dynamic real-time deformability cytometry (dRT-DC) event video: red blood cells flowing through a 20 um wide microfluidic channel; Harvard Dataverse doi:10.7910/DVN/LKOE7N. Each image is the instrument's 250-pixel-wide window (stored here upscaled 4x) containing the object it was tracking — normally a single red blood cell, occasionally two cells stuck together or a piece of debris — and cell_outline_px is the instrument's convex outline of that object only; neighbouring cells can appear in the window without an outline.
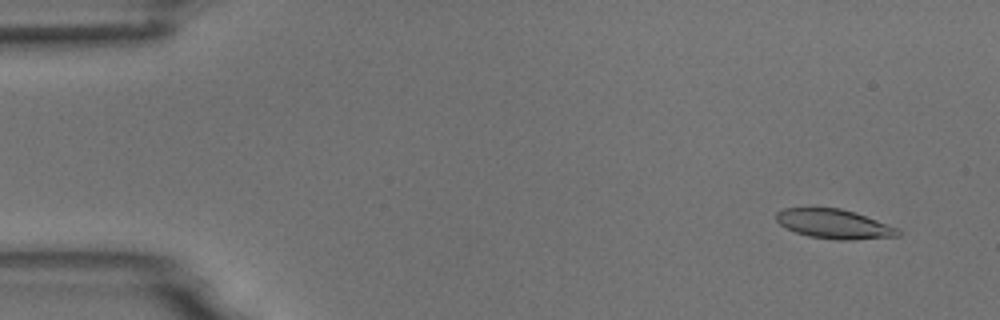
{"species": "common noctule bat (a hibernating species)", "species_latin": "Nyctalus noctula", "temperature_condition": "room temperature", "stored_images_in_passage": 16, "camera_frame_rate_fps": 3000, "um_per_image_px": 0.085, "animal": {"sex": "male", "body_mass_g": 18.8}, "frame": {"image": 1, "passage_image": 4, "time_ms": 1.0, "image_size_px": [1000, 320], "cell_outline_px": [[900, 236], [852, 240], [836, 240], [808, 236], [796, 232], [780, 224], [776, 220], [776, 212], [784, 208], [840, 208], [856, 212], [896, 228], [900, 232]], "centroid_in_image_um": [70.88, 19.04], "position_along_channel_um": 14.1, "area_um2": 20.69}}
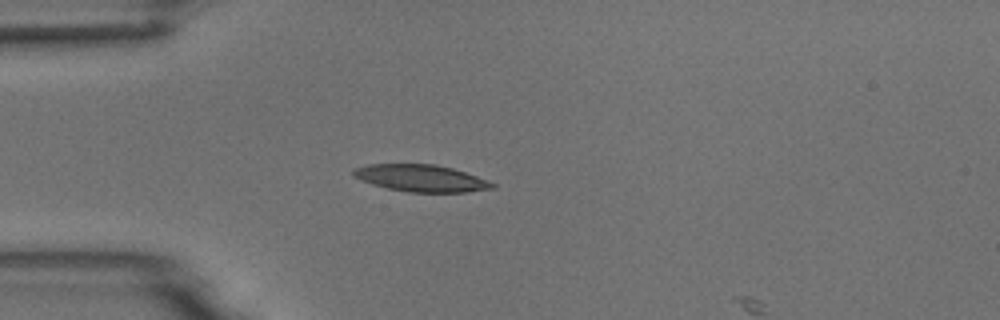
{"frame": {"image": 2, "passage_image": 15, "time_ms": 4.667, "image_size_px": [1000, 320], "cell_outline_px": [[496, 188], [468, 192], [408, 192], [388, 188], [372, 184], [352, 176], [352, 168], [368, 164], [436, 164], [452, 168], [488, 180], [496, 184]], "centroid_in_image_um": [35.78, 15.14], "position_along_channel_um": 49.2, "area_um2": 21.91}}